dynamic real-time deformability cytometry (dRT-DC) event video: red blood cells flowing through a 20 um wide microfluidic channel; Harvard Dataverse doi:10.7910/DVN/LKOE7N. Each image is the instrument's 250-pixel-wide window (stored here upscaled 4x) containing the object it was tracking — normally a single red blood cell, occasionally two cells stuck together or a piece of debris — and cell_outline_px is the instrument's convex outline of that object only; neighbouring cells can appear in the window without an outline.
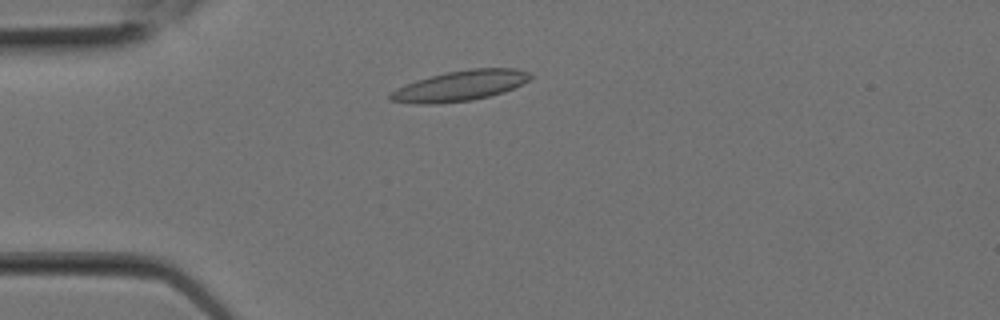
{"species": "Egyptian fruit bat (a non-hibernating species)", "species_latin": "Rousettus aegyptiacus", "temperature_condition": "room temperature", "stored_images_in_passage": 1, "camera_frame_rate_fps": 3000, "um_per_image_px": 0.085, "animal": {"sex": "female"}, "frame": {"image": 1, "passage_image": 1, "time_ms": 0.0, "image_size_px": [1000, 320], "cell_outline_px": [[532, 76], [528, 80], [504, 92], [472, 100], [436, 104], [416, 104], [388, 100], [388, 96], [396, 88], [416, 80], [448, 72], [468, 68], [516, 68], [528, 72]], "centroid_in_image_um": [39.08, 7.29], "position_along_channel_um": 45.9, "area_um2": 24.62}}